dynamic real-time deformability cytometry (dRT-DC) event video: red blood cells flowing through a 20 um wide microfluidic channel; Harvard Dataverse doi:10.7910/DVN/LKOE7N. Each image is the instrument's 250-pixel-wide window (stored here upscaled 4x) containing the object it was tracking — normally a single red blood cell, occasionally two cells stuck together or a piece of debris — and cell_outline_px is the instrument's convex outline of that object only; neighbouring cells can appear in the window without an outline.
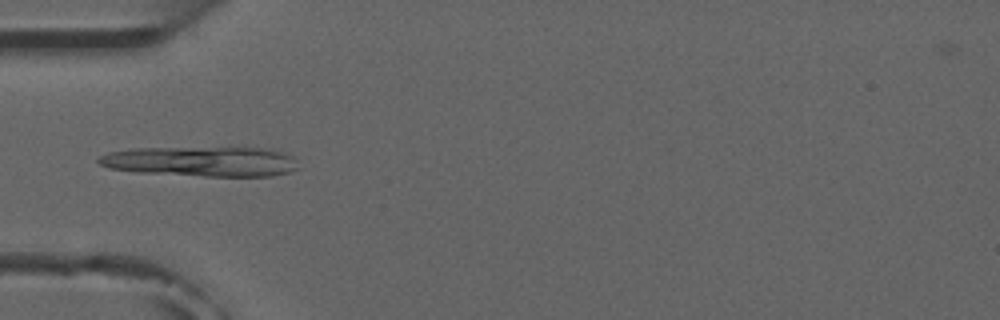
{"species": "common noctule bat (a hibernating species)", "species_latin": "Nyctalus noctula", "temperature_condition": "room temperature", "stored_images_in_passage": 2, "camera_frame_rate_fps": 3000, "um_per_image_px": 0.085, "animal": {"sex": "male", "forearm_length_mm": 52.5}, "frame": {"image": 1, "passage_image": 1, "time_ms": 0.0, "image_size_px": [1000, 320], "cell_outline_px": [[300, 168], [288, 172], [272, 176], [204, 176], [136, 172], [108, 168], [100, 164], [96, 160], [100, 156], [108, 152], [132, 148], [264, 148], [284, 152], [292, 156]], "centroid_in_image_um": [17.11, 13.72], "position_along_channel_um": 67.9, "area_um2": 34.91}}
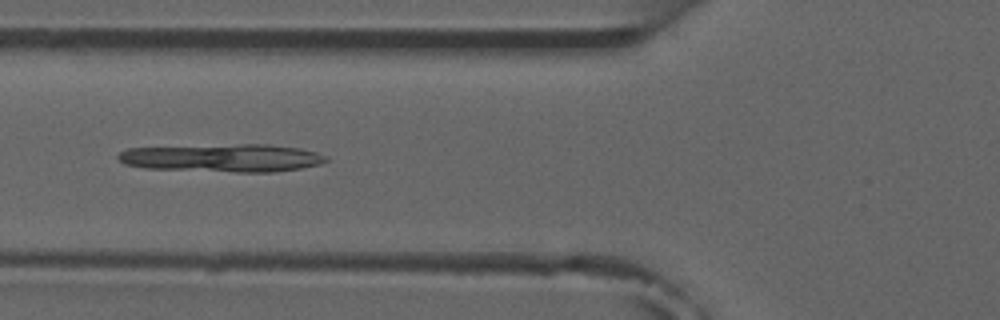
{"frame": {"image": 2, "passage_image": 2, "time_ms": 1.0, "image_size_px": [1000, 320], "cell_outline_px": [[328, 160], [320, 164], [300, 168], [272, 172], [236, 172], [144, 168], [124, 164], [116, 156], [120, 152], [128, 148], [240, 144], [268, 144], [300, 148], [316, 152], [328, 156]], "centroid_in_image_um": [18.93, 13.42], "position_along_channel_um": 106.9, "area_um2": 33.87}}